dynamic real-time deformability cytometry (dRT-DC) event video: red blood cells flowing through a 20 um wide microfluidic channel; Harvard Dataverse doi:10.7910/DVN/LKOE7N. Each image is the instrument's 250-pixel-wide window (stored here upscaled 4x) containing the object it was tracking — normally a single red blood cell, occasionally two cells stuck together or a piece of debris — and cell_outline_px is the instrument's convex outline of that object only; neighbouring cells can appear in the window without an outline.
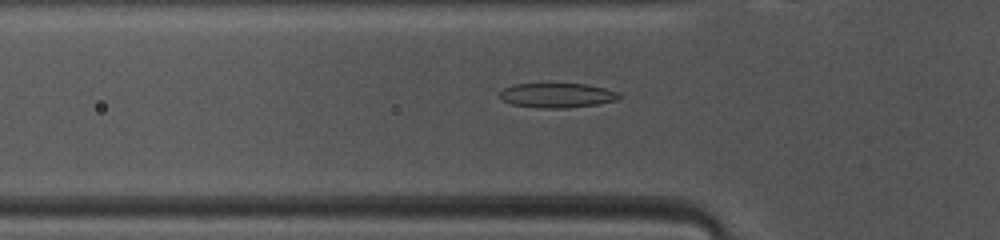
{"species": "common noctule bat (a hibernating species)", "species_latin": "Nyctalus noctula", "temperature_condition": "warm", "stored_images_in_passage": 47, "camera_frame_rate_fps": 3000, "um_per_image_px": 0.085, "animal": {"sex": "female", "body_mass_g": 10.0, "forearm_length_mm": 53.1}, "frame": {"image": 1, "passage_image": 14, "time_ms": 4.333, "image_size_px": [1000, 240], "cell_outline_px": [[620, 96], [616, 100], [596, 104], [564, 108], [540, 108], [512, 104], [504, 100], [500, 96], [500, 92], [504, 88], [512, 84], [588, 84], [620, 92]], "centroid_in_image_um": [47.36, 8.1], "position_along_channel_um": 78.4, "area_um2": 16.94}}
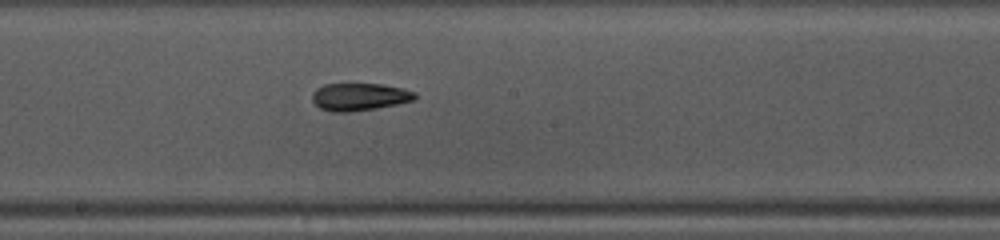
{"frame": {"image": 2, "passage_image": 24, "time_ms": 7.667, "image_size_px": [1000, 240], "cell_outline_px": [[416, 96], [412, 100], [396, 104], [376, 108], [348, 112], [332, 112], [320, 108], [312, 100], [312, 92], [316, 88], [324, 84], [384, 84], [404, 88], [416, 92]], "centroid_in_image_um": [30.53, 8.22], "position_along_channel_um": 217.7, "area_um2": 16.47}}
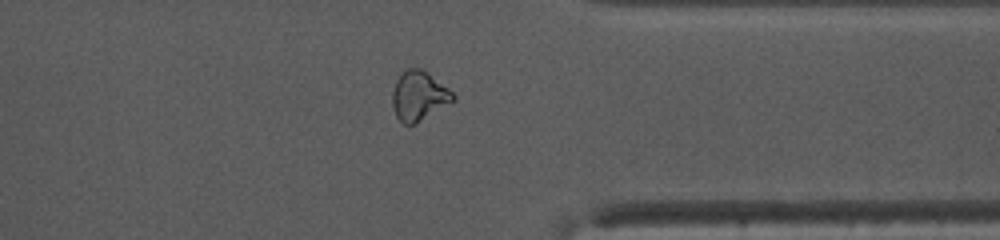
{"frame": {"image": 3, "passage_image": 36, "time_ms": 11.667, "image_size_px": [1000, 240], "cell_outline_px": [[456, 100], [416, 124], [404, 124], [396, 116], [392, 104], [392, 92], [396, 80], [400, 72], [404, 68], [420, 68], [448, 88], [456, 96]], "centroid_in_image_um": [35.59, 8.15], "position_along_channel_um": 375.8, "area_um2": 17.57}, "authors_computed_cell_mechanics": {"area_um2": 17.5712, "velocity_mm_per_s": 4.1359, "shape_relaxation_time_tau1_ms": 6.2022, "shape_relaxation_time_tau2_ms": 7.8446, "deformation_change_tau1": 0.164, "deformation_change_tau2": 0.168}}